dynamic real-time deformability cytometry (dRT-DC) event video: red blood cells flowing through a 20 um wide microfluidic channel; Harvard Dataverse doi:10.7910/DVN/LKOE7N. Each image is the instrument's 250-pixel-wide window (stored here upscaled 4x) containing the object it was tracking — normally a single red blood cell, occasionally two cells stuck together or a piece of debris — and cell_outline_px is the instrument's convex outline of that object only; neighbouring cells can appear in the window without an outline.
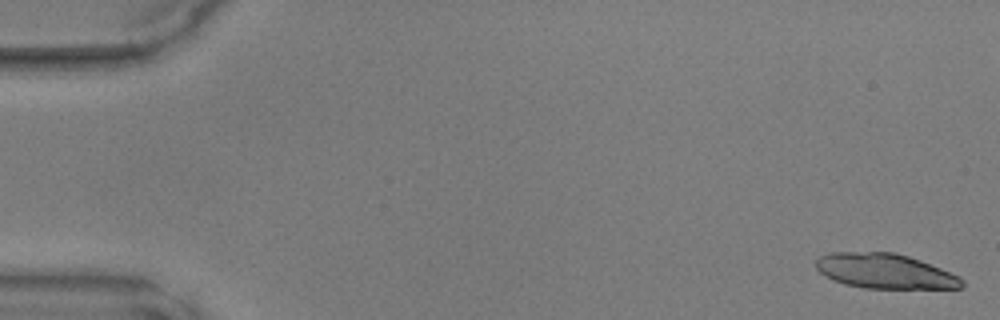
{"species": "common noctule bat (a hibernating species)", "species_latin": "Nyctalus noctula", "temperature_condition": "warm", "stored_images_in_passage": 11, "camera_frame_rate_fps": 3000, "um_per_image_px": 0.085, "animal": {"sex": "male", "body_mass_g": 17.9, "forearm_length_mm": 54.2}, "frame": {"image": 1, "passage_image": 1, "time_ms": 0.0, "image_size_px": [1000, 320], "cell_outline_px": [[964, 288], [864, 288], [844, 284], [832, 280], [820, 272], [816, 268], [816, 260], [820, 256], [828, 252], [896, 252], [920, 260], [960, 276], [964, 280]], "centroid_in_image_um": [75.22, 23.04], "position_along_channel_um": 9.8, "area_um2": 29.77}}